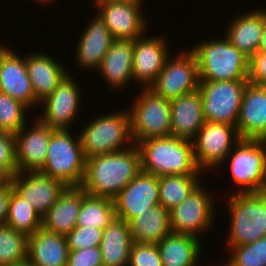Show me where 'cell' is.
Masks as SVG:
<instances>
[{
  "label": "cell",
  "instance_id": "484cf974",
  "mask_svg": "<svg viewBox=\"0 0 266 266\" xmlns=\"http://www.w3.org/2000/svg\"><path fill=\"white\" fill-rule=\"evenodd\" d=\"M69 252L64 235L40 228L28 236L27 262L33 266H66Z\"/></svg>",
  "mask_w": 266,
  "mask_h": 266
},
{
  "label": "cell",
  "instance_id": "d6986e66",
  "mask_svg": "<svg viewBox=\"0 0 266 266\" xmlns=\"http://www.w3.org/2000/svg\"><path fill=\"white\" fill-rule=\"evenodd\" d=\"M7 46L0 53V92L26 105L29 109L36 108V100L25 64V56Z\"/></svg>",
  "mask_w": 266,
  "mask_h": 266
},
{
  "label": "cell",
  "instance_id": "83f0119b",
  "mask_svg": "<svg viewBox=\"0 0 266 266\" xmlns=\"http://www.w3.org/2000/svg\"><path fill=\"white\" fill-rule=\"evenodd\" d=\"M162 266H198L202 254V243L198 237L169 233L156 243Z\"/></svg>",
  "mask_w": 266,
  "mask_h": 266
},
{
  "label": "cell",
  "instance_id": "9a60e30c",
  "mask_svg": "<svg viewBox=\"0 0 266 266\" xmlns=\"http://www.w3.org/2000/svg\"><path fill=\"white\" fill-rule=\"evenodd\" d=\"M148 36L144 33L133 40L132 79L141 88H149L155 82L171 53L167 35Z\"/></svg>",
  "mask_w": 266,
  "mask_h": 266
},
{
  "label": "cell",
  "instance_id": "7a4b0ae2",
  "mask_svg": "<svg viewBox=\"0 0 266 266\" xmlns=\"http://www.w3.org/2000/svg\"><path fill=\"white\" fill-rule=\"evenodd\" d=\"M141 154V171L158 177L169 175H203L196 164L193 142L175 136L150 138L137 144Z\"/></svg>",
  "mask_w": 266,
  "mask_h": 266
},
{
  "label": "cell",
  "instance_id": "7402d4cb",
  "mask_svg": "<svg viewBox=\"0 0 266 266\" xmlns=\"http://www.w3.org/2000/svg\"><path fill=\"white\" fill-rule=\"evenodd\" d=\"M25 64L38 103L49 97L70 72L62 61L58 62L46 52L33 51L25 54Z\"/></svg>",
  "mask_w": 266,
  "mask_h": 266
},
{
  "label": "cell",
  "instance_id": "277c9868",
  "mask_svg": "<svg viewBox=\"0 0 266 266\" xmlns=\"http://www.w3.org/2000/svg\"><path fill=\"white\" fill-rule=\"evenodd\" d=\"M227 195L230 225L226 247L243 246L266 237V191Z\"/></svg>",
  "mask_w": 266,
  "mask_h": 266
},
{
  "label": "cell",
  "instance_id": "e0dca14e",
  "mask_svg": "<svg viewBox=\"0 0 266 266\" xmlns=\"http://www.w3.org/2000/svg\"><path fill=\"white\" fill-rule=\"evenodd\" d=\"M14 134L17 172L40 171L44 164L55 129L49 128L37 117Z\"/></svg>",
  "mask_w": 266,
  "mask_h": 266
},
{
  "label": "cell",
  "instance_id": "7bdbcfd3",
  "mask_svg": "<svg viewBox=\"0 0 266 266\" xmlns=\"http://www.w3.org/2000/svg\"><path fill=\"white\" fill-rule=\"evenodd\" d=\"M12 176L6 168L0 166V188L7 186L12 181Z\"/></svg>",
  "mask_w": 266,
  "mask_h": 266
},
{
  "label": "cell",
  "instance_id": "3957f363",
  "mask_svg": "<svg viewBox=\"0 0 266 266\" xmlns=\"http://www.w3.org/2000/svg\"><path fill=\"white\" fill-rule=\"evenodd\" d=\"M222 36L190 47L197 58L199 81H249V58Z\"/></svg>",
  "mask_w": 266,
  "mask_h": 266
},
{
  "label": "cell",
  "instance_id": "ee69618b",
  "mask_svg": "<svg viewBox=\"0 0 266 266\" xmlns=\"http://www.w3.org/2000/svg\"><path fill=\"white\" fill-rule=\"evenodd\" d=\"M258 52H266V18L264 21V28L262 32L261 42L258 48Z\"/></svg>",
  "mask_w": 266,
  "mask_h": 266
},
{
  "label": "cell",
  "instance_id": "f1b7e54d",
  "mask_svg": "<svg viewBox=\"0 0 266 266\" xmlns=\"http://www.w3.org/2000/svg\"><path fill=\"white\" fill-rule=\"evenodd\" d=\"M132 243L129 223L115 218L103 230L99 246L103 266H128Z\"/></svg>",
  "mask_w": 266,
  "mask_h": 266
},
{
  "label": "cell",
  "instance_id": "2e32d148",
  "mask_svg": "<svg viewBox=\"0 0 266 266\" xmlns=\"http://www.w3.org/2000/svg\"><path fill=\"white\" fill-rule=\"evenodd\" d=\"M116 218L129 223L145 210L159 205V177L140 172L114 198Z\"/></svg>",
  "mask_w": 266,
  "mask_h": 266
},
{
  "label": "cell",
  "instance_id": "c3c4849f",
  "mask_svg": "<svg viewBox=\"0 0 266 266\" xmlns=\"http://www.w3.org/2000/svg\"><path fill=\"white\" fill-rule=\"evenodd\" d=\"M264 143H265V145H266V137L262 140Z\"/></svg>",
  "mask_w": 266,
  "mask_h": 266
},
{
  "label": "cell",
  "instance_id": "1f68e13d",
  "mask_svg": "<svg viewBox=\"0 0 266 266\" xmlns=\"http://www.w3.org/2000/svg\"><path fill=\"white\" fill-rule=\"evenodd\" d=\"M201 175H169L159 177L160 205L168 211L182 203L200 184Z\"/></svg>",
  "mask_w": 266,
  "mask_h": 266
},
{
  "label": "cell",
  "instance_id": "52a82bcc",
  "mask_svg": "<svg viewBox=\"0 0 266 266\" xmlns=\"http://www.w3.org/2000/svg\"><path fill=\"white\" fill-rule=\"evenodd\" d=\"M227 160L229 175L237 189L240 188L231 194L266 191V145L262 140L241 139Z\"/></svg>",
  "mask_w": 266,
  "mask_h": 266
},
{
  "label": "cell",
  "instance_id": "8fae6325",
  "mask_svg": "<svg viewBox=\"0 0 266 266\" xmlns=\"http://www.w3.org/2000/svg\"><path fill=\"white\" fill-rule=\"evenodd\" d=\"M240 140L236 126L206 121L192 140L197 167L205 174L220 168Z\"/></svg>",
  "mask_w": 266,
  "mask_h": 266
},
{
  "label": "cell",
  "instance_id": "cb8c5ba5",
  "mask_svg": "<svg viewBox=\"0 0 266 266\" xmlns=\"http://www.w3.org/2000/svg\"><path fill=\"white\" fill-rule=\"evenodd\" d=\"M170 108L171 135L192 141L206 122L199 90L170 100Z\"/></svg>",
  "mask_w": 266,
  "mask_h": 266
},
{
  "label": "cell",
  "instance_id": "4316f807",
  "mask_svg": "<svg viewBox=\"0 0 266 266\" xmlns=\"http://www.w3.org/2000/svg\"><path fill=\"white\" fill-rule=\"evenodd\" d=\"M82 206V188L67 187L56 203L42 216V228L67 236L75 227Z\"/></svg>",
  "mask_w": 266,
  "mask_h": 266
},
{
  "label": "cell",
  "instance_id": "7c38bea8",
  "mask_svg": "<svg viewBox=\"0 0 266 266\" xmlns=\"http://www.w3.org/2000/svg\"><path fill=\"white\" fill-rule=\"evenodd\" d=\"M143 0H94V8L115 40H134L149 33ZM96 6V7H95Z\"/></svg>",
  "mask_w": 266,
  "mask_h": 266
},
{
  "label": "cell",
  "instance_id": "d6a6232c",
  "mask_svg": "<svg viewBox=\"0 0 266 266\" xmlns=\"http://www.w3.org/2000/svg\"><path fill=\"white\" fill-rule=\"evenodd\" d=\"M5 225L29 236L42 228V216L13 190Z\"/></svg>",
  "mask_w": 266,
  "mask_h": 266
},
{
  "label": "cell",
  "instance_id": "ab89813d",
  "mask_svg": "<svg viewBox=\"0 0 266 266\" xmlns=\"http://www.w3.org/2000/svg\"><path fill=\"white\" fill-rule=\"evenodd\" d=\"M66 266H103L100 247L70 251Z\"/></svg>",
  "mask_w": 266,
  "mask_h": 266
},
{
  "label": "cell",
  "instance_id": "8992f818",
  "mask_svg": "<svg viewBox=\"0 0 266 266\" xmlns=\"http://www.w3.org/2000/svg\"><path fill=\"white\" fill-rule=\"evenodd\" d=\"M70 130H55L52 133L43 174L60 180L67 187H81L85 176L86 159L79 135ZM76 139H75V138Z\"/></svg>",
  "mask_w": 266,
  "mask_h": 266
},
{
  "label": "cell",
  "instance_id": "ba28073f",
  "mask_svg": "<svg viewBox=\"0 0 266 266\" xmlns=\"http://www.w3.org/2000/svg\"><path fill=\"white\" fill-rule=\"evenodd\" d=\"M140 90L134 103L127 108L134 144L150 138L171 136L170 101L149 88L140 87Z\"/></svg>",
  "mask_w": 266,
  "mask_h": 266
},
{
  "label": "cell",
  "instance_id": "b9f144b4",
  "mask_svg": "<svg viewBox=\"0 0 266 266\" xmlns=\"http://www.w3.org/2000/svg\"><path fill=\"white\" fill-rule=\"evenodd\" d=\"M13 190L11 182L7 186L0 188V226L6 224L9 201Z\"/></svg>",
  "mask_w": 266,
  "mask_h": 266
},
{
  "label": "cell",
  "instance_id": "4dcf8cb0",
  "mask_svg": "<svg viewBox=\"0 0 266 266\" xmlns=\"http://www.w3.org/2000/svg\"><path fill=\"white\" fill-rule=\"evenodd\" d=\"M116 218L114 199L91 196L82 189V206L76 226L105 229Z\"/></svg>",
  "mask_w": 266,
  "mask_h": 266
},
{
  "label": "cell",
  "instance_id": "5b68a950",
  "mask_svg": "<svg viewBox=\"0 0 266 266\" xmlns=\"http://www.w3.org/2000/svg\"><path fill=\"white\" fill-rule=\"evenodd\" d=\"M109 113L97 118L95 116L83 125L79 138L85 159L118 152L134 145L128 109Z\"/></svg>",
  "mask_w": 266,
  "mask_h": 266
},
{
  "label": "cell",
  "instance_id": "f546056e",
  "mask_svg": "<svg viewBox=\"0 0 266 266\" xmlns=\"http://www.w3.org/2000/svg\"><path fill=\"white\" fill-rule=\"evenodd\" d=\"M129 226L134 243L156 244L172 232L169 211L160 204L132 219Z\"/></svg>",
  "mask_w": 266,
  "mask_h": 266
},
{
  "label": "cell",
  "instance_id": "ac0fdd59",
  "mask_svg": "<svg viewBox=\"0 0 266 266\" xmlns=\"http://www.w3.org/2000/svg\"><path fill=\"white\" fill-rule=\"evenodd\" d=\"M14 191L43 216L67 186L40 171L16 172L12 176Z\"/></svg>",
  "mask_w": 266,
  "mask_h": 266
},
{
  "label": "cell",
  "instance_id": "603a6c76",
  "mask_svg": "<svg viewBox=\"0 0 266 266\" xmlns=\"http://www.w3.org/2000/svg\"><path fill=\"white\" fill-rule=\"evenodd\" d=\"M266 9L250 10V12L237 13L228 22L225 37L239 51L249 59L257 52L261 42Z\"/></svg>",
  "mask_w": 266,
  "mask_h": 266
},
{
  "label": "cell",
  "instance_id": "ffe728a7",
  "mask_svg": "<svg viewBox=\"0 0 266 266\" xmlns=\"http://www.w3.org/2000/svg\"><path fill=\"white\" fill-rule=\"evenodd\" d=\"M236 127L241 139L266 137V88L263 85L247 83Z\"/></svg>",
  "mask_w": 266,
  "mask_h": 266
},
{
  "label": "cell",
  "instance_id": "d590c367",
  "mask_svg": "<svg viewBox=\"0 0 266 266\" xmlns=\"http://www.w3.org/2000/svg\"><path fill=\"white\" fill-rule=\"evenodd\" d=\"M27 110L22 102L0 92V130L17 134L27 122Z\"/></svg>",
  "mask_w": 266,
  "mask_h": 266
},
{
  "label": "cell",
  "instance_id": "5bb4252c",
  "mask_svg": "<svg viewBox=\"0 0 266 266\" xmlns=\"http://www.w3.org/2000/svg\"><path fill=\"white\" fill-rule=\"evenodd\" d=\"M78 84L74 75L71 76L69 72L51 95L39 103V106L43 105V112L37 118L49 128L70 130L82 109L83 95Z\"/></svg>",
  "mask_w": 266,
  "mask_h": 266
},
{
  "label": "cell",
  "instance_id": "30bf717a",
  "mask_svg": "<svg viewBox=\"0 0 266 266\" xmlns=\"http://www.w3.org/2000/svg\"><path fill=\"white\" fill-rule=\"evenodd\" d=\"M170 54L155 82L149 87L156 95L172 100L199 87L198 62L191 49Z\"/></svg>",
  "mask_w": 266,
  "mask_h": 266
},
{
  "label": "cell",
  "instance_id": "bcb514c9",
  "mask_svg": "<svg viewBox=\"0 0 266 266\" xmlns=\"http://www.w3.org/2000/svg\"><path fill=\"white\" fill-rule=\"evenodd\" d=\"M13 266H33V265L29 264L28 262H25V263L13 265Z\"/></svg>",
  "mask_w": 266,
  "mask_h": 266
},
{
  "label": "cell",
  "instance_id": "f6af8a7d",
  "mask_svg": "<svg viewBox=\"0 0 266 266\" xmlns=\"http://www.w3.org/2000/svg\"><path fill=\"white\" fill-rule=\"evenodd\" d=\"M34 1L45 6V4H51L52 2H55L56 0H34Z\"/></svg>",
  "mask_w": 266,
  "mask_h": 266
},
{
  "label": "cell",
  "instance_id": "d4e9b609",
  "mask_svg": "<svg viewBox=\"0 0 266 266\" xmlns=\"http://www.w3.org/2000/svg\"><path fill=\"white\" fill-rule=\"evenodd\" d=\"M133 40H115L96 70L111 90L127 88L132 79Z\"/></svg>",
  "mask_w": 266,
  "mask_h": 266
},
{
  "label": "cell",
  "instance_id": "e575fe53",
  "mask_svg": "<svg viewBox=\"0 0 266 266\" xmlns=\"http://www.w3.org/2000/svg\"><path fill=\"white\" fill-rule=\"evenodd\" d=\"M226 251L230 258L223 266H266V237L251 244L228 247Z\"/></svg>",
  "mask_w": 266,
  "mask_h": 266
},
{
  "label": "cell",
  "instance_id": "9c48e42d",
  "mask_svg": "<svg viewBox=\"0 0 266 266\" xmlns=\"http://www.w3.org/2000/svg\"><path fill=\"white\" fill-rule=\"evenodd\" d=\"M248 82L199 81L205 120L236 126Z\"/></svg>",
  "mask_w": 266,
  "mask_h": 266
},
{
  "label": "cell",
  "instance_id": "4fadbf2b",
  "mask_svg": "<svg viewBox=\"0 0 266 266\" xmlns=\"http://www.w3.org/2000/svg\"><path fill=\"white\" fill-rule=\"evenodd\" d=\"M214 201V196L200 184L182 203L169 211L172 232L198 238L209 232L214 226L217 209Z\"/></svg>",
  "mask_w": 266,
  "mask_h": 266
},
{
  "label": "cell",
  "instance_id": "8d00e7d4",
  "mask_svg": "<svg viewBox=\"0 0 266 266\" xmlns=\"http://www.w3.org/2000/svg\"><path fill=\"white\" fill-rule=\"evenodd\" d=\"M104 229L96 227L76 226L67 236L68 250L77 251L80 249L100 246Z\"/></svg>",
  "mask_w": 266,
  "mask_h": 266
},
{
  "label": "cell",
  "instance_id": "f35d334b",
  "mask_svg": "<svg viewBox=\"0 0 266 266\" xmlns=\"http://www.w3.org/2000/svg\"><path fill=\"white\" fill-rule=\"evenodd\" d=\"M0 166L6 168L12 175L18 171L14 135L2 130H0Z\"/></svg>",
  "mask_w": 266,
  "mask_h": 266
},
{
  "label": "cell",
  "instance_id": "7dc6e473",
  "mask_svg": "<svg viewBox=\"0 0 266 266\" xmlns=\"http://www.w3.org/2000/svg\"><path fill=\"white\" fill-rule=\"evenodd\" d=\"M7 47V45L5 46L4 44L0 43V53Z\"/></svg>",
  "mask_w": 266,
  "mask_h": 266
},
{
  "label": "cell",
  "instance_id": "74e56055",
  "mask_svg": "<svg viewBox=\"0 0 266 266\" xmlns=\"http://www.w3.org/2000/svg\"><path fill=\"white\" fill-rule=\"evenodd\" d=\"M128 266H162L156 244L132 243Z\"/></svg>",
  "mask_w": 266,
  "mask_h": 266
},
{
  "label": "cell",
  "instance_id": "60d3db41",
  "mask_svg": "<svg viewBox=\"0 0 266 266\" xmlns=\"http://www.w3.org/2000/svg\"><path fill=\"white\" fill-rule=\"evenodd\" d=\"M248 80L258 85L266 82V52H257L249 59Z\"/></svg>",
  "mask_w": 266,
  "mask_h": 266
},
{
  "label": "cell",
  "instance_id": "836d02e7",
  "mask_svg": "<svg viewBox=\"0 0 266 266\" xmlns=\"http://www.w3.org/2000/svg\"><path fill=\"white\" fill-rule=\"evenodd\" d=\"M28 236L6 225L0 226V266L27 262Z\"/></svg>",
  "mask_w": 266,
  "mask_h": 266
},
{
  "label": "cell",
  "instance_id": "44dd1931",
  "mask_svg": "<svg viewBox=\"0 0 266 266\" xmlns=\"http://www.w3.org/2000/svg\"><path fill=\"white\" fill-rule=\"evenodd\" d=\"M88 21L80 39L78 38V43H76L75 57H77V65L80 69L86 71L93 69L92 71L96 72L115 39L97 14Z\"/></svg>",
  "mask_w": 266,
  "mask_h": 266
},
{
  "label": "cell",
  "instance_id": "6da1fadb",
  "mask_svg": "<svg viewBox=\"0 0 266 266\" xmlns=\"http://www.w3.org/2000/svg\"><path fill=\"white\" fill-rule=\"evenodd\" d=\"M141 172V154L137 145L118 152L86 159L81 188L91 196L114 199Z\"/></svg>",
  "mask_w": 266,
  "mask_h": 266
}]
</instances>
